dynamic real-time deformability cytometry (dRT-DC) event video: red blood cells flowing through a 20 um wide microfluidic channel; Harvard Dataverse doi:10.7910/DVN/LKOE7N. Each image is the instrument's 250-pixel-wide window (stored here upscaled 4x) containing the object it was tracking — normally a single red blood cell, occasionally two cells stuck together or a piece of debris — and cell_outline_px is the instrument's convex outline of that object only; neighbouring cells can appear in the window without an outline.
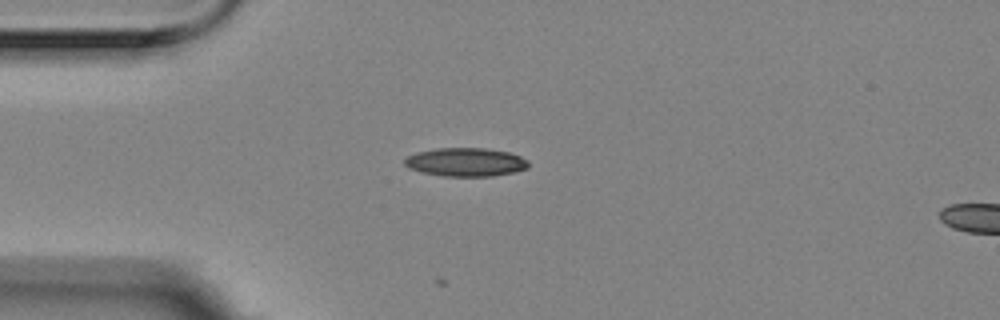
{"species": "Egyptian fruit bat (a non-hibernating species)", "species_latin": "Rousettus aegyptiacus", "temperature_condition": "room temperature", "stored_images_in_passage": 5, "camera_frame_rate_fps": 3000, "um_per_image_px": 0.085, "animal": {"sex": "female"}, "frame": {"image": 1, "passage_image": 1, "time_ms": 0.0, "image_size_px": [1000, 320], "cell_outline_px": [[528, 168], [512, 172], [492, 176], [444, 176], [420, 172], [408, 168], [404, 164], [404, 156], [416, 152], [436, 148], [484, 148], [508, 152], [520, 156], [528, 160]], "centroid_in_image_um": [39.53, 13.77], "position_along_channel_um": 45.5, "area_um2": 20.69}}
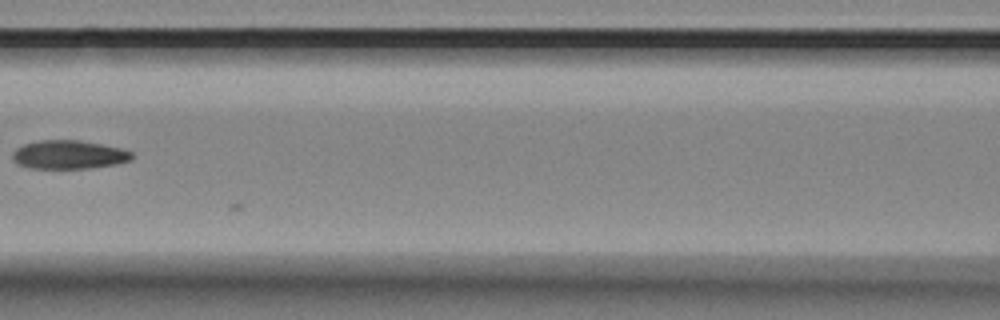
{"frame": {"image": 2, "passage_image": 4, "time_ms": 1.0, "image_size_px": [1000, 320], "cell_outline_px": [[136, 156], [132, 160], [116, 164], [92, 168], [32, 168], [20, 164], [12, 160], [12, 152], [16, 148], [24, 144], [36, 140], [80, 140], [120, 148], [132, 152]], "centroid_in_image_um": [5.87, 13.14], "position_along_channel_um": 160.7, "area_um2": 20.0}}